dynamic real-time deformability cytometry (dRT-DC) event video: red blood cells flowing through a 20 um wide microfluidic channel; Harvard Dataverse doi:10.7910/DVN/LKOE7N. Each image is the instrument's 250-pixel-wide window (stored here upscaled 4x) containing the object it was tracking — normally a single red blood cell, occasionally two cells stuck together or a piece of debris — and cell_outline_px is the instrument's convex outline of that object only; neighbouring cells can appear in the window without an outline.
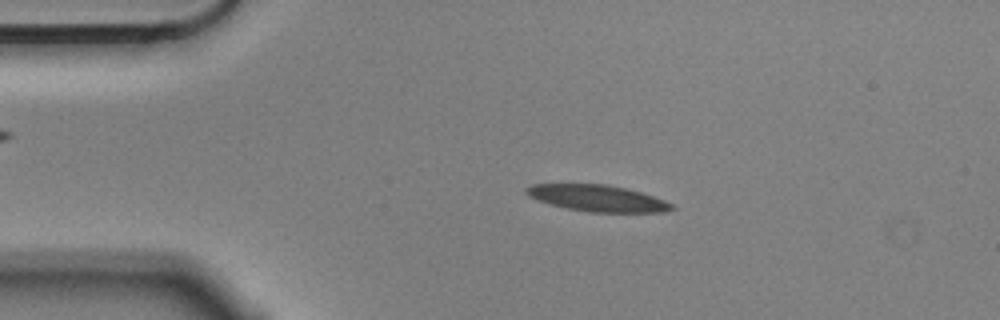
{"species": "Egyptian fruit bat (a non-hibernating species)", "species_latin": "Rousettus aegyptiacus", "temperature_condition": "cold", "stored_images_in_passage": 9, "camera_frame_rate_fps": 3000, "um_per_image_px": 0.085, "animal": {"sex": "male"}, "frame": {"image": 1, "passage_image": 2, "time_ms": 0.333, "image_size_px": [1000, 320], "cell_outline_px": [[676, 208], [668, 212], [588, 212], [568, 208], [552, 204], [528, 196], [524, 192], [524, 188], [532, 184], [604, 184], [624, 188], [640, 192], [664, 200], [672, 204]], "centroid_in_image_um": [50.79, 16.85], "position_along_channel_um": 34.2, "area_um2": 22.2}}
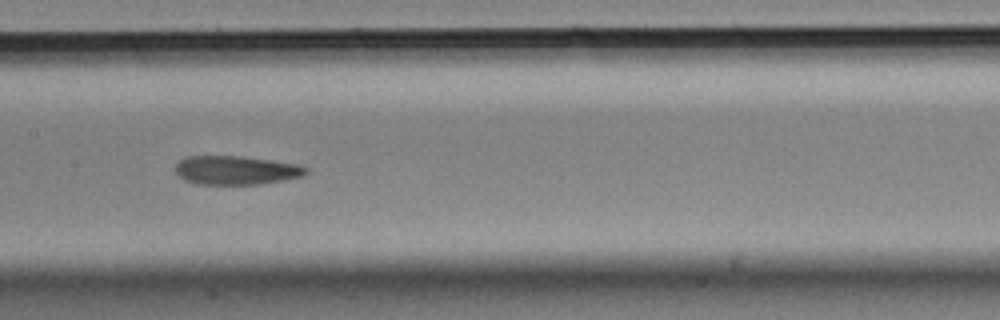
{"frame": {"image": 2, "passage_image": 6, "time_ms": 1.667, "image_size_px": [1000, 320], "cell_outline_px": [[308, 172], [300, 176], [260, 184], [196, 184], [184, 180], [176, 172], [176, 164], [180, 160], [188, 156], [240, 156], [296, 164], [308, 168]], "centroid_in_image_um": [20.01, 14.47], "position_along_channel_um": 187.4, "area_um2": 21.56}}
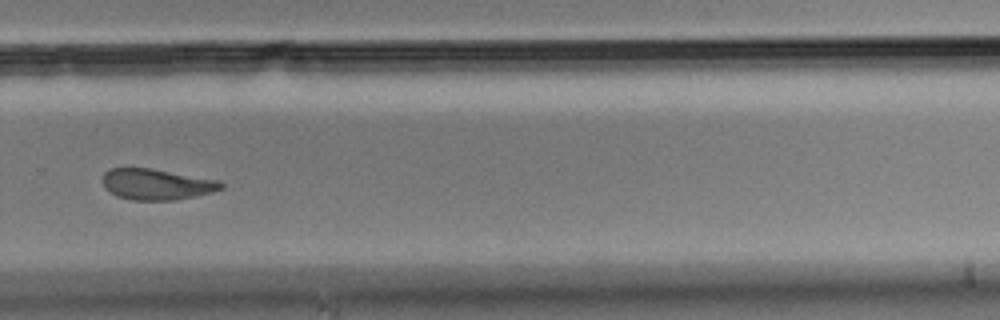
{"frame": {"image": 3, "passage_image": 9, "time_ms": 2.667, "image_size_px": [1000, 320], "cell_outline_px": [[224, 188], [212, 192], [196, 196], [176, 200], [132, 200], [116, 196], [104, 188], [104, 172], [112, 168], [148, 168], [220, 180], [224, 184]], "centroid_in_image_um": [13.34, 15.67], "position_along_channel_um": 316.5, "area_um2": 21.33}}